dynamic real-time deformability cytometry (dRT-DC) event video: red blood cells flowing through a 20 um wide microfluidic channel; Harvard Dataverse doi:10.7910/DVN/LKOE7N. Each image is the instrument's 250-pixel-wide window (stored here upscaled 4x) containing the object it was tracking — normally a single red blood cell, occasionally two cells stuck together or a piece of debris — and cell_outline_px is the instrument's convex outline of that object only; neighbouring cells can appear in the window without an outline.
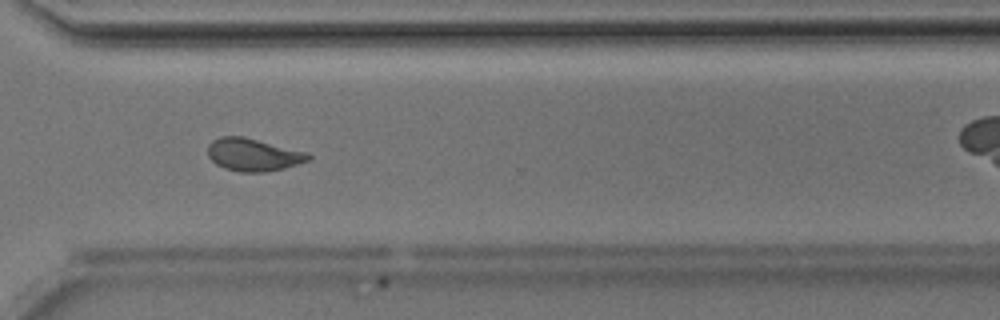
{"species": "Egyptian fruit bat (a non-hibernating species)", "species_latin": "Rousettus aegyptiacus", "temperature_condition": "room temperature", "stored_images_in_passage": 40, "camera_frame_rate_fps": 3000, "um_per_image_px": 0.085, "animal": {"sex": "male"}, "frame": {"image": 1, "passage_image": 29, "time_ms": 9.333, "image_size_px": [1000, 320], "cell_outline_px": [[312, 156], [308, 160], [284, 168], [264, 172], [240, 172], [224, 168], [216, 164], [208, 156], [208, 144], [212, 140], [220, 136], [244, 136], [308, 152]], "centroid_in_image_um": [21.51, 13.14], "position_along_channel_um": 349.1, "area_um2": 19.19}, "authors_computed_cell_mechanics": {"area_um2": 19.1318, "velocity_mm_per_s": 4.2014, "shape_relaxation_time_tau1_ms": 9.4499, "shape_relaxation_time_tau2_ms": 1.6619, "deformation_change_tau1": 0.1999, "deformation_change_tau2": 0.0723}}